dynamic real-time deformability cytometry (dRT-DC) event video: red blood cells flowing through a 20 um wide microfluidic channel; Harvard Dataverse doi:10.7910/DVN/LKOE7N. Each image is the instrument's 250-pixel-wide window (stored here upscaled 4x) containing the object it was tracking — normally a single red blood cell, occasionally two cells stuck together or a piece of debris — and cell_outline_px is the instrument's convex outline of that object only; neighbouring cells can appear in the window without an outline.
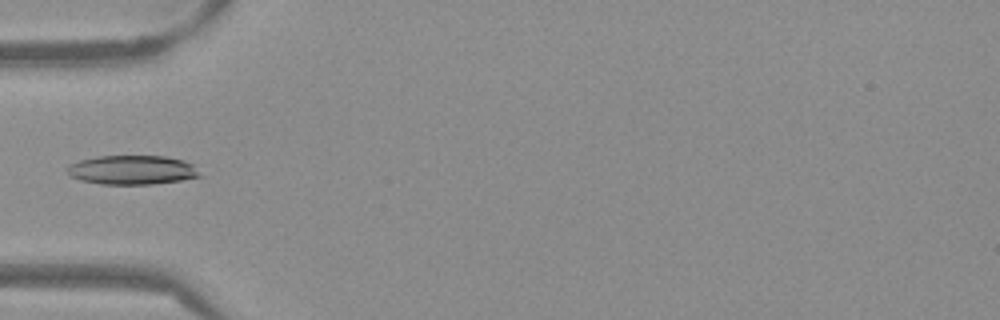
{"species": "Egyptian fruit bat (a non-hibernating species)", "species_latin": "Rousettus aegyptiacus", "temperature_condition": "warm", "stored_images_in_passage": 36, "camera_frame_rate_fps": 3000, "um_per_image_px": 0.085, "frame": {"image": 1, "passage_image": 1, "time_ms": 0.0, "image_size_px": [1000, 320], "cell_outline_px": [[204, 176], [180, 180], [152, 184], [100, 184], [80, 180], [68, 176], [68, 164], [80, 160], [96, 156], [164, 156], [184, 160], [192, 164]], "centroid_in_image_um": [11.23, 14.44], "position_along_channel_um": 73.8, "area_um2": 22.66}}
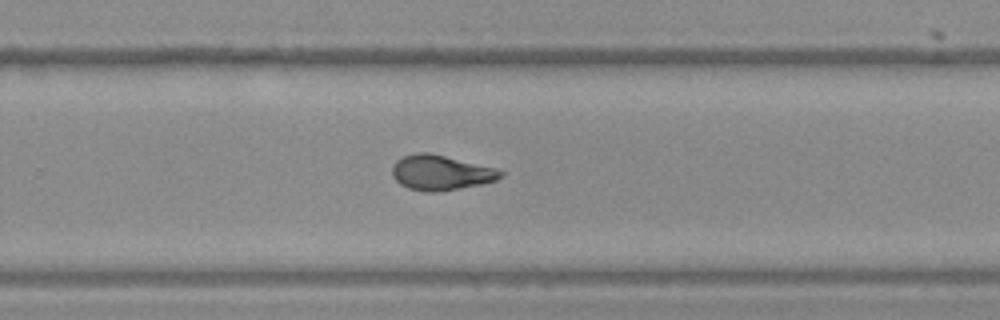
{"frame": {"image": 2, "passage_image": 18, "time_ms": 5.667, "image_size_px": [1000, 320], "cell_outline_px": [[504, 176], [496, 180], [480, 184], [436, 192], [428, 192], [408, 188], [400, 184], [392, 176], [392, 164], [396, 160], [404, 156], [416, 152], [428, 152], [496, 168], [504, 172]], "centroid_in_image_um": [37.45, 14.67], "position_along_channel_um": 292.4, "area_um2": 22.02}}
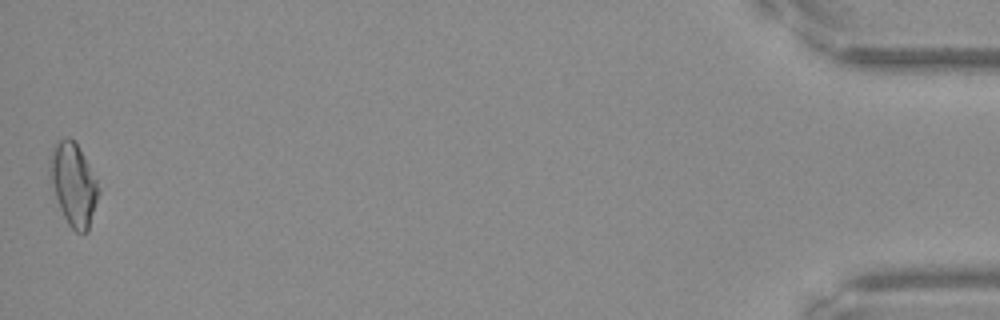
{"frame": {"image": 3, "passage_image": 36, "time_ms": 11.667, "image_size_px": [1000, 320], "cell_outline_px": [[100, 192], [88, 232], [76, 232], [68, 224], [60, 208], [48, 176], [48, 164], [52, 148], [56, 140], [64, 136], [68, 136], [76, 144], [88, 164], [100, 188]], "centroid_in_image_um": [6.22, 15.65], "position_along_channel_um": 429.0, "area_um2": 23.52}}